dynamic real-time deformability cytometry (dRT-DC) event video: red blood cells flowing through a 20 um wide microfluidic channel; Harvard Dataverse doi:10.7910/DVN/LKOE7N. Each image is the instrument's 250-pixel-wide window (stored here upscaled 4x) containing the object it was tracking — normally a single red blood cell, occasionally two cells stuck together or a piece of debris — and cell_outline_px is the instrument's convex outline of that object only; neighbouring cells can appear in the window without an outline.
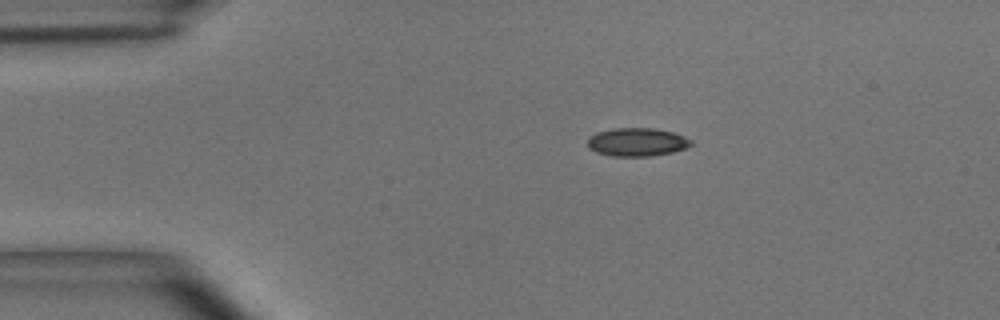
{"species": "common noctule bat (a hibernating species)", "species_latin": "Nyctalus noctula", "temperature_condition": "room temperature", "stored_images_in_passage": 54, "camera_frame_rate_fps": 3000, "um_per_image_px": 0.085, "animal": {"sex": "male", "body_mass_g": 15.6}, "frame": {"image": 1, "passage_image": 10, "time_ms": 3.0, "image_size_px": [1000, 320], "cell_outline_px": [[692, 144], [684, 148], [672, 152], [652, 156], [612, 156], [596, 152], [588, 148], [588, 136], [596, 132], [612, 128], [652, 128], [672, 132], [684, 136], [692, 140]], "centroid_in_image_um": [54.11, 12.07], "position_along_channel_um": 30.9, "area_um2": 17.11}}
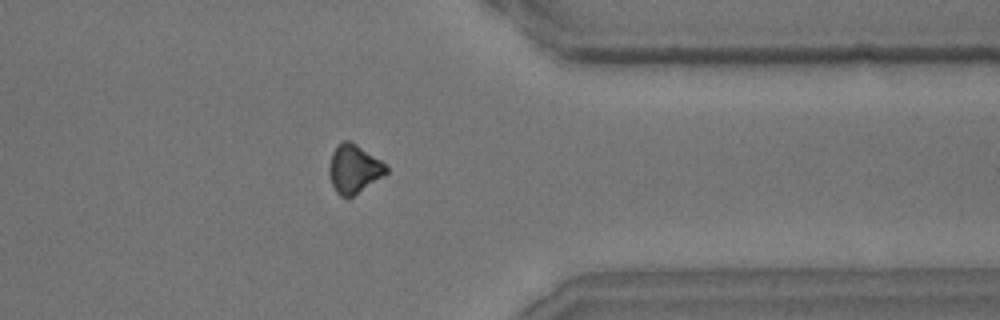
{"frame": {"image": 2, "passage_image": 43, "time_ms": 14.0, "image_size_px": [1000, 320], "cell_outline_px": [[388, 172], [352, 196], [340, 196], [336, 192], [332, 184], [328, 172], [328, 164], [332, 152], [344, 140], [348, 140], [356, 144], [380, 160], [388, 168]], "centroid_in_image_um": [30.05, 14.35], "position_along_channel_um": 381.4, "area_um2": 15.72}}
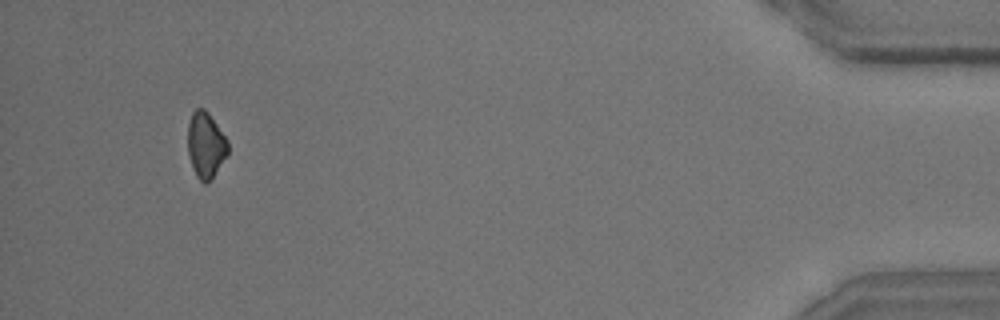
{"frame": {"image": 3, "passage_image": 51, "time_ms": 16.667, "image_size_px": [1000, 320], "cell_outline_px": [[228, 156], [208, 184], [204, 184], [196, 176], [188, 152], [188, 124], [192, 112], [196, 108], [204, 108], [208, 112], [228, 140]], "centroid_in_image_um": [17.51, 12.34], "position_along_channel_um": 417.7, "area_um2": 15.55}, "authors_computed_cell_mechanics": {"area_um2": 16.5886, "velocity_mm_per_s": 3.6806, "shape_relaxation_time_tau1_ms": 3.7271, "shape_relaxation_time_tau2_ms": 3.7288, "deformation_change_tau1": 0.0836, "deformation_change_tau2": 0.0834}}